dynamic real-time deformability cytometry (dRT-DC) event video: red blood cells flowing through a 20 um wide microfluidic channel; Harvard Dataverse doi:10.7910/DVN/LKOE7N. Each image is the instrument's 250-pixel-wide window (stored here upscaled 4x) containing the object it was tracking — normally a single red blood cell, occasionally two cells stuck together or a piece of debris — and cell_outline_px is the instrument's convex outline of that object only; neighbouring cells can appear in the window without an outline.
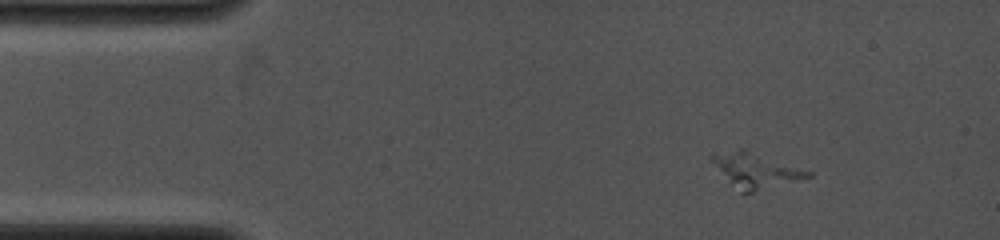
{"species": "common noctule bat (a hibernating species)", "species_latin": "Nyctalus noctula", "temperature_condition": "cold", "stored_images_in_passage": 5, "camera_frame_rate_fps": 4000, "um_per_image_px": 0.085, "animal": {"sex": "female", "body_mass_g": 19.0, "forearm_length_mm": 53.3}, "frame": {"image": 1, "passage_image": 2, "time_ms": 1.25, "image_size_px": [1000, 240], "cell_outline_px": [[812, 176], [752, 192], [740, 192], [728, 180], [712, 160], [712, 152], [740, 148], [744, 148], [812, 172]], "centroid_in_image_um": [64.22, 14.44], "position_along_channel_um": 20.8, "area_um2": 18.96}}
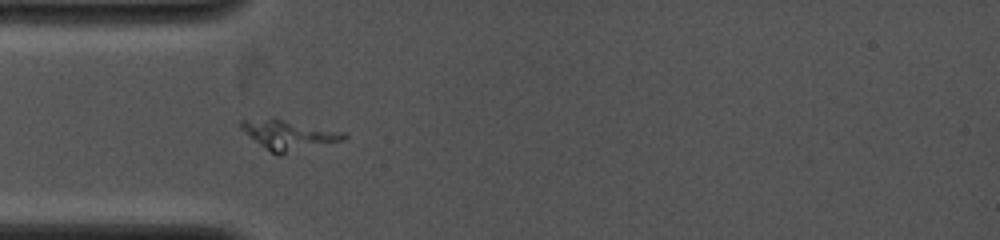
{"frame": {"image": 2, "passage_image": 4, "time_ms": 3.75, "image_size_px": [1000, 240], "cell_outline_px": [[348, 136], [344, 140], [280, 156], [276, 156], [260, 144], [240, 128], [240, 120], [280, 120], [344, 132]], "centroid_in_image_um": [24.58, 11.53], "position_along_channel_um": 60.4, "area_um2": 17.11}}
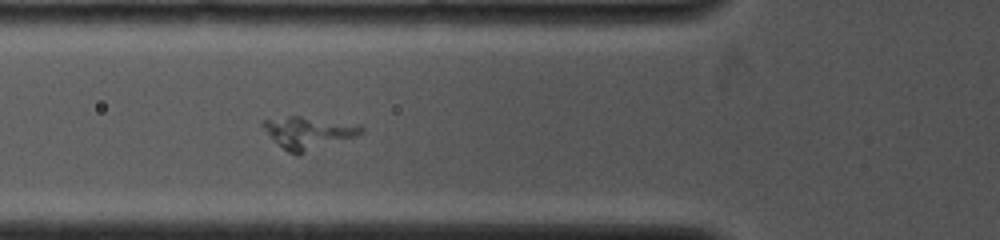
{"frame": {"image": 3, "passage_image": 5, "time_ms": 4.75, "image_size_px": [1000, 240], "cell_outline_px": [[364, 132], [356, 136], [300, 156], [296, 156], [288, 152], [260, 124], [260, 120], [288, 116], [300, 116], [360, 124], [364, 128]], "centroid_in_image_um": [26.27, 11.29], "position_along_channel_um": 99.5, "area_um2": 18.55}}